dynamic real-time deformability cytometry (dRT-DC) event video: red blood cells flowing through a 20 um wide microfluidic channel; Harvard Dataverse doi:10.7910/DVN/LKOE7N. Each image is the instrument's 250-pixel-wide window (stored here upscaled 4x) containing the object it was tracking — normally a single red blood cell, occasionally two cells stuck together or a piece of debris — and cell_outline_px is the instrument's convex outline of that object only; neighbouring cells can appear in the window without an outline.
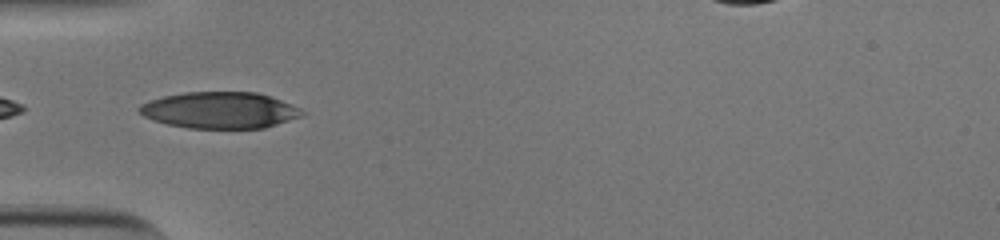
{"species": "human", "species_latin": "Homo sapiens", "temperature_condition": "cold", "stored_images_in_passage": 37, "camera_frame_rate_fps": 3000, "um_per_image_px": 0.085, "donor": {"sex": "male"}, "frame": {"image": 1, "passage_image": 1, "time_ms": 0.0, "image_size_px": [1000, 240], "cell_outline_px": [[304, 116], [264, 128], [188, 128], [168, 124], [152, 120], [144, 116], [136, 108], [140, 104], [164, 96], [184, 92], [256, 92], [292, 104], [300, 108], [304, 112]], "centroid_in_image_um": [18.69, 9.37], "position_along_channel_um": 66.3, "area_um2": 34.51}}
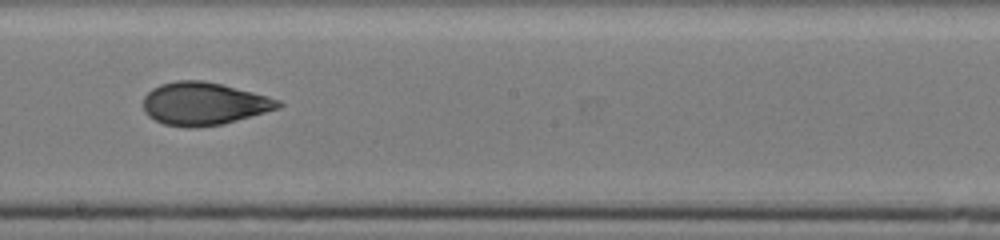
{"frame": {"image": 2, "passage_image": 14, "time_ms": 4.333, "image_size_px": [1000, 240], "cell_outline_px": [[284, 104], [280, 108], [224, 124], [196, 128], [188, 128], [164, 124], [148, 116], [144, 112], [144, 96], [152, 88], [160, 84], [176, 80], [200, 80], [220, 84], [268, 96], [280, 100]], "centroid_in_image_um": [17.33, 8.82], "position_along_channel_um": 230.9, "area_um2": 33.76}}
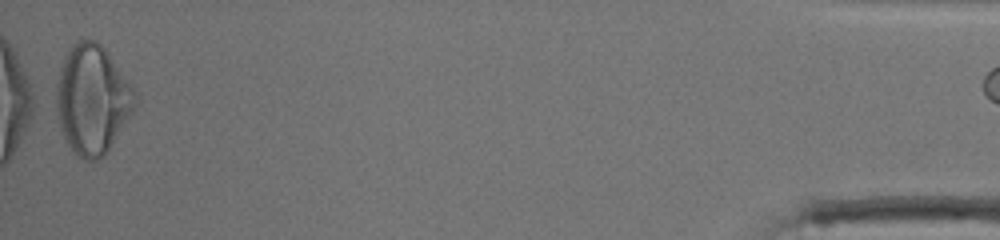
{"frame": {"image": 3, "passage_image": 36, "time_ms": 11.667, "image_size_px": [1000, 240], "cell_outline_px": [[140, 100], [104, 156], [96, 160], [84, 160], [76, 156], [72, 152], [64, 136], [56, 116], [56, 84], [60, 68], [64, 56], [72, 44], [76, 40], [92, 40], [100, 44], [104, 48], [140, 92]], "centroid_in_image_um": [7.88, 8.45], "position_along_channel_um": 427.3, "area_um2": 50.81}}